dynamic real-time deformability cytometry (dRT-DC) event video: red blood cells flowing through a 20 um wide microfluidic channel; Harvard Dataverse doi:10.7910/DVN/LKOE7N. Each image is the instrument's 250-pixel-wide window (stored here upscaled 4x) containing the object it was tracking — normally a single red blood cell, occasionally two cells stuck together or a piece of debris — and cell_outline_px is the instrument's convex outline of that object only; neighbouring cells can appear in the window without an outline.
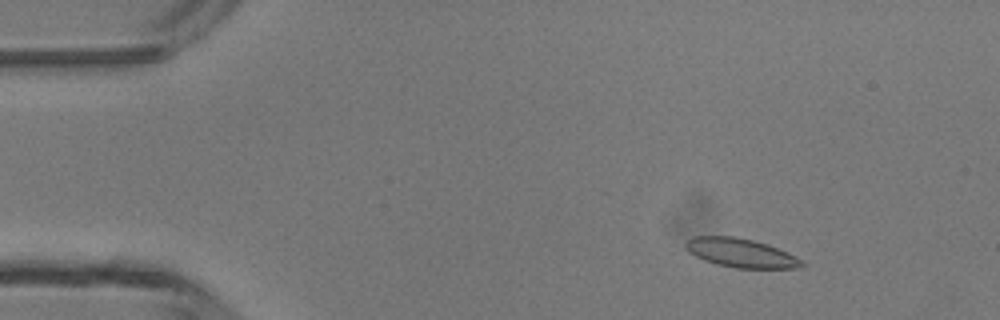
{"species": "common noctule bat (a hibernating species)", "species_latin": "Nyctalus noctula", "temperature_condition": "room temperature", "stored_images_in_passage": 47, "camera_frame_rate_fps": 3000, "um_per_image_px": 0.085, "animal": {"sex": "male", "body_mass_g": 13.3}, "frame": {"image": 1, "passage_image": 6, "time_ms": 1.667, "image_size_px": [1000, 320], "cell_outline_px": [[804, 264], [800, 268], [736, 268], [716, 264], [704, 260], [688, 252], [684, 244], [684, 240], [692, 236], [732, 236], [752, 240], [776, 248], [796, 256]], "centroid_in_image_um": [62.89, 21.49], "position_along_channel_um": 22.1, "area_um2": 19.42}}
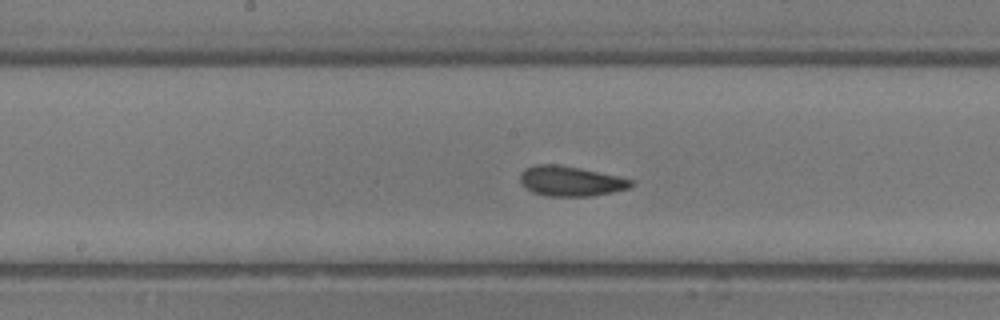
{"frame": {"image": 2, "passage_image": 24, "time_ms": 7.667, "image_size_px": [1000, 320], "cell_outline_px": [[636, 184], [628, 188], [612, 192], [592, 196], [544, 196], [532, 192], [520, 184], [520, 172], [524, 168], [536, 164], [556, 164], [580, 168], [616, 176], [632, 180]], "centroid_in_image_um": [48.45, 15.4], "position_along_channel_um": 199.8, "area_um2": 19.48}}
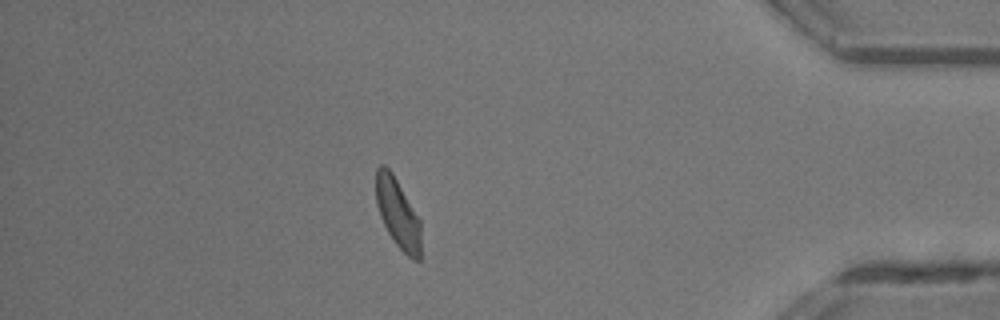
{"frame": {"image": 3, "passage_image": 41, "time_ms": 13.333, "image_size_px": [1000, 320], "cell_outline_px": [[420, 260], [412, 260], [396, 244], [388, 232], [380, 216], [376, 204], [376, 168], [380, 164], [384, 164], [392, 172], [420, 220]], "centroid_in_image_um": [33.79, 18.11], "position_along_channel_um": 401.4, "area_um2": 18.03}, "authors_computed_cell_mechanics": {"area_um2": 19.074, "velocity_mm_per_s": 4.3433, "shape_relaxation_time_tau1_ms": 1.641, "shape_relaxation_time_tau2_ms": 0.8986, "deformation_change_tau1": 0.0927, "deformation_change_tau2": 0.0689}}